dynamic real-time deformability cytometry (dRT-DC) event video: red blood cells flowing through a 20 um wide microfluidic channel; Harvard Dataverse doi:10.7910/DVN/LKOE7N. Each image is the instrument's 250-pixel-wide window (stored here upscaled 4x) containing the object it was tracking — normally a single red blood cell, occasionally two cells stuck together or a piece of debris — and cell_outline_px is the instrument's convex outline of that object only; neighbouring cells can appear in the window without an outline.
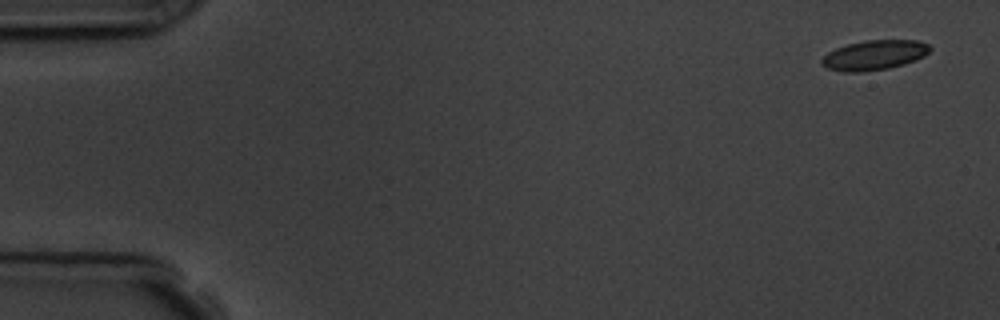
{"species": "common noctule bat (a hibernating species)", "species_latin": "Nyctalus noctula", "temperature_condition": "room temperature", "stored_images_in_passage": 5, "camera_frame_rate_fps": 3000, "um_per_image_px": 0.085, "animal": {"sex": "male", "body_mass_g": 19.5, "forearm_length_mm": 54.6}, "frame": {"image": 1, "passage_image": 1, "time_ms": 0.0, "image_size_px": [1000, 320], "cell_outline_px": [[932, 48], [924, 56], [916, 60], [904, 64], [888, 68], [860, 72], [844, 72], [828, 68], [820, 64], [820, 60], [828, 52], [836, 48], [848, 44], [864, 40], [920, 40], [928, 44]], "centroid_in_image_um": [74.32, 4.68], "position_along_channel_um": 10.7, "area_um2": 18.84}}
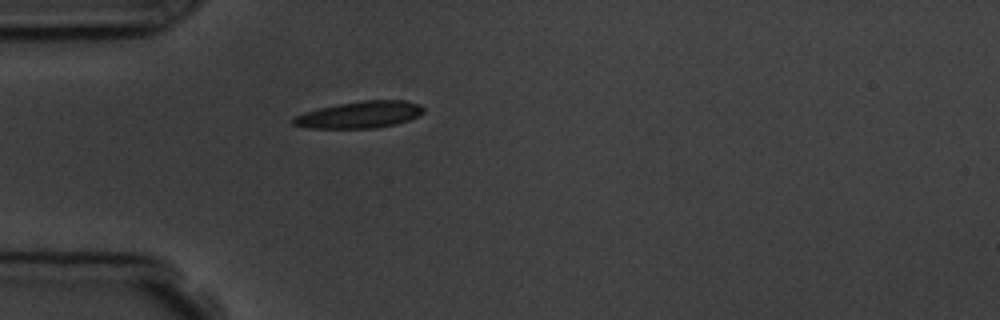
{"frame": {"image": 2, "passage_image": 5, "time_ms": 4.667, "image_size_px": [1000, 320], "cell_outline_px": [[424, 112], [420, 116], [396, 124], [376, 128], [308, 128], [292, 124], [292, 120], [296, 116], [304, 112], [320, 108], [340, 104], [364, 100], [404, 100], [420, 104], [424, 108]], "centroid_in_image_um": [30.62, 9.75], "position_along_channel_um": 54.4, "area_um2": 20.29}}